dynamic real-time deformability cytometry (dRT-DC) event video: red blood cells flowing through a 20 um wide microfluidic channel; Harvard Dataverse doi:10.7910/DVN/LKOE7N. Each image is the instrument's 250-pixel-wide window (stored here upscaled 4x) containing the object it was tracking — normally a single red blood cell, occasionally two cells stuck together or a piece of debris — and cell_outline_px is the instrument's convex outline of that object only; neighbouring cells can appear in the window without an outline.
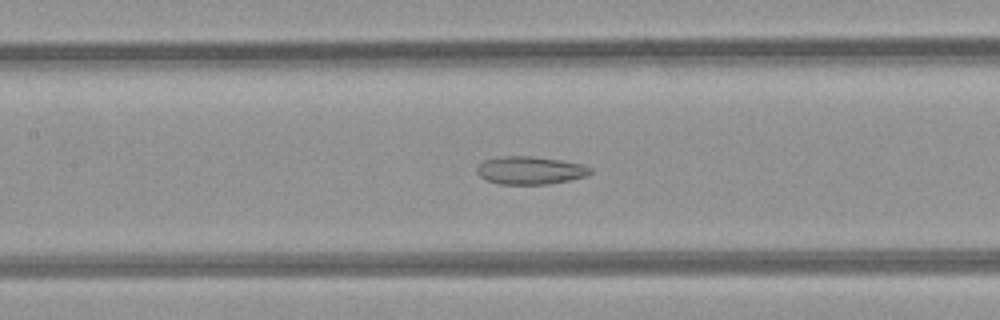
{"species": "common noctule bat (a hibernating species)", "species_latin": "Nyctalus noctula", "temperature_condition": "room temperature", "stored_images_in_passage": 49, "camera_frame_rate_fps": 3000, "um_per_image_px": 0.085, "animal": {"sex": "female", "body_mass_g": 21.9}, "frame": {"image": 1, "passage_image": 23, "time_ms": 7.333, "image_size_px": [1000, 320], "cell_outline_px": [[592, 172], [588, 176], [548, 184], [500, 184], [484, 180], [476, 172], [476, 168], [484, 160], [504, 156], [532, 156], [560, 160], [580, 164], [592, 168]], "centroid_in_image_um": [45.05, 14.48], "position_along_channel_um": 162.4, "area_um2": 18.44}}
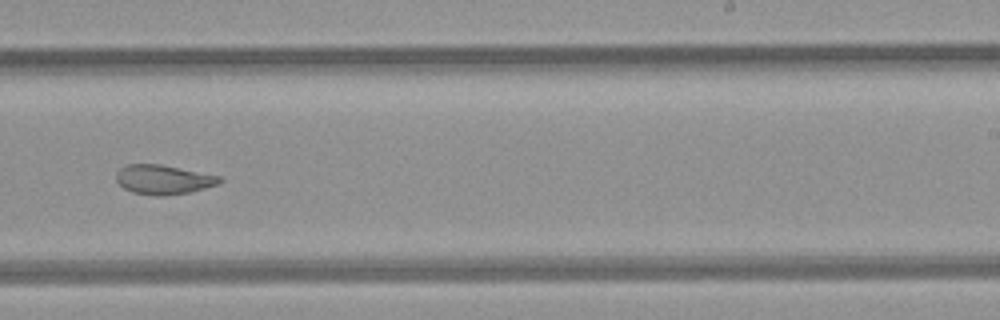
{"frame": {"image": 2, "passage_image": 31, "time_ms": 10.0, "image_size_px": [1000, 320], "cell_outline_px": [[224, 180], [220, 184], [188, 192], [160, 196], [156, 196], [132, 192], [124, 188], [116, 180], [116, 172], [120, 168], [128, 164], [160, 164], [220, 176]], "centroid_in_image_um": [13.89, 15.26], "position_along_channel_um": 275.1, "area_um2": 17.63}}
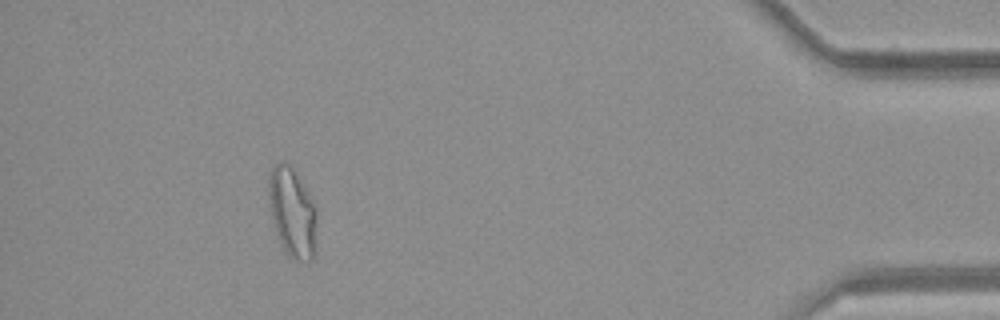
{"frame": {"image": 3, "passage_image": 45, "time_ms": 14.667, "image_size_px": [1000, 320], "cell_outline_px": [[316, 252], [312, 260], [292, 260], [288, 256], [276, 232], [268, 200], [268, 172], [272, 164], [292, 164], [296, 168], [316, 204]], "centroid_in_image_um": [24.87, 18.0], "position_along_channel_um": 410.3, "area_um2": 25.84}, "authors_computed_cell_mechanics": {"area_um2": 23.12, "velocity_mm_per_s": 4.2468, "shape_relaxation_time_tau1_ms": null, "shape_relaxation_time_tau2_ms": 3.0762, "deformation_change_tau1": null, "deformation_change_tau2": 0.1062}}